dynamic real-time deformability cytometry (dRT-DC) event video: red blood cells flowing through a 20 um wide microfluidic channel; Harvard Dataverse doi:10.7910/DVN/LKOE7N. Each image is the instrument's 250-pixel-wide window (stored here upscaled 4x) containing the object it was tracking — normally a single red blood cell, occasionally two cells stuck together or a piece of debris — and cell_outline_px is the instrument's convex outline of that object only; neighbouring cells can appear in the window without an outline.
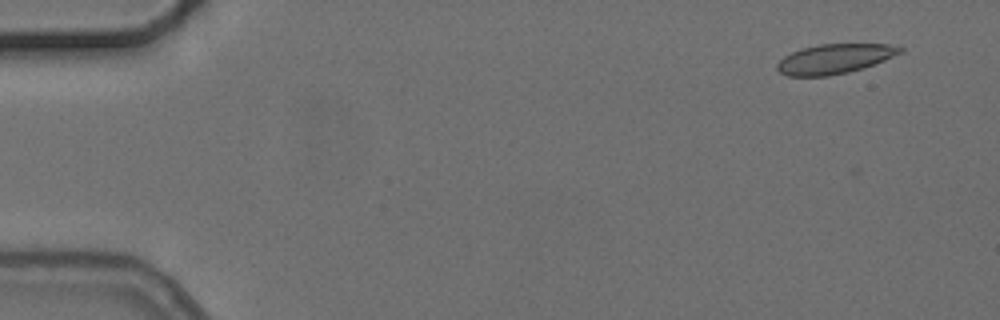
{"species": "common noctule bat (a hibernating species)", "species_latin": "Nyctalus noctula", "temperature_condition": "cold", "stored_images_in_passage": 6, "segment_of_instrument_passage": [2, 2], "camera_frame_rate_fps": 3000, "um_per_image_px": 0.085, "animal": {"sex": "female", "body_mass_g": 24.6, "forearm_length_mm": 56.2}, "frame": {"image": 1, "passage_image": 6, "time_ms": 6.667, "image_size_px": [1000, 320], "cell_outline_px": [[904, 52], [884, 60], [848, 72], [828, 76], [788, 76], [780, 72], [776, 68], [776, 64], [784, 56], [800, 48], [820, 44], [888, 44], [904, 48]], "centroid_in_image_um": [70.92, 4.99], "position_along_channel_um": 14.1, "area_um2": 21.15}}